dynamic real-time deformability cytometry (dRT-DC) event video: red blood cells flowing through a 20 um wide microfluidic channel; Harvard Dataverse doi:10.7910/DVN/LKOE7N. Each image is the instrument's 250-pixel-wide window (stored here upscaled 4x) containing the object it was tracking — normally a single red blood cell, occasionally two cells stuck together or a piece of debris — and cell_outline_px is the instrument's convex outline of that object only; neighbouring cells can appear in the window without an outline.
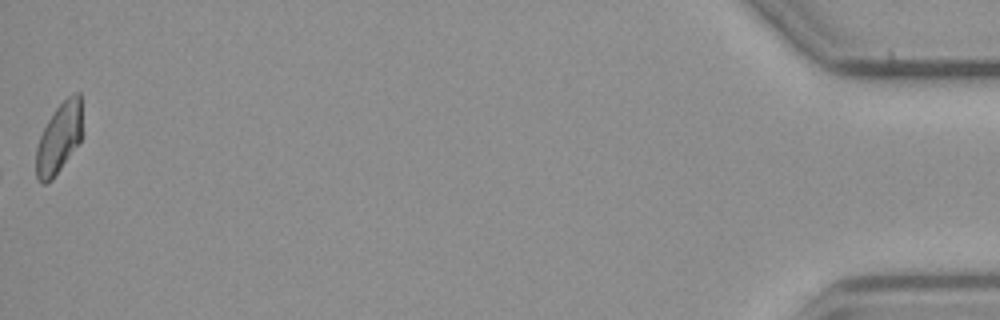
{"species": "common noctule bat (a hibernating species)", "species_latin": "Nyctalus noctula", "temperature_condition": "cold", "stored_images_in_passage": 39, "camera_frame_rate_fps": 3000, "um_per_image_px": 0.085, "animal": {"sex": "male", "body_mass_g": 23.1, "forearm_length_mm": 52.7}, "frame": {"image": 1, "passage_image": 39, "time_ms": 12.667, "image_size_px": [1000, 320], "cell_outline_px": [[80, 140], [52, 180], [44, 184], [36, 176], [36, 148], [40, 136], [48, 120], [56, 108], [68, 96], [76, 92], [80, 92]], "centroid_in_image_um": [4.98, 11.76], "position_along_channel_um": 430.2, "area_um2": 18.26}}